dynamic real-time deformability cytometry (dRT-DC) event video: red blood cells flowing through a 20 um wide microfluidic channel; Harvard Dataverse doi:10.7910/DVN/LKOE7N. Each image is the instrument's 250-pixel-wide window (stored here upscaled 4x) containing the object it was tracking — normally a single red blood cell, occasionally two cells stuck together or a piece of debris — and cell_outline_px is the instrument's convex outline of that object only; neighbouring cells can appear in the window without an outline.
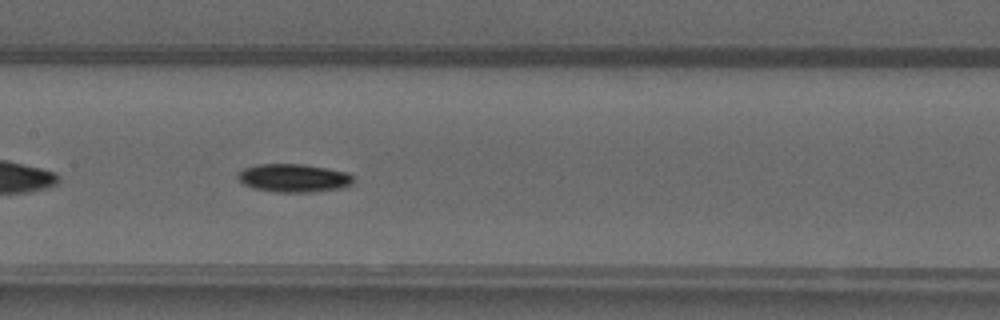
{"species": "common noctule bat (a hibernating species)", "species_latin": "Nyctalus noctula", "temperature_condition": "warm", "stored_images_in_passage": 18, "camera_frame_rate_fps": 3000, "um_per_image_px": 0.085, "animal": {"sex": "male", "forearm_length_mm": 52.5}, "frame": {"image": 1, "passage_image": 12, "time_ms": 3.667, "image_size_px": [1000, 320], "cell_outline_px": [[356, 180], [352, 184], [340, 188], [312, 192], [276, 192], [252, 188], [244, 184], [236, 176], [244, 168], [256, 164], [304, 164], [348, 172]], "centroid_in_image_um": [24.98, 15.13], "position_along_channel_um": 182.4, "area_um2": 19.07}}